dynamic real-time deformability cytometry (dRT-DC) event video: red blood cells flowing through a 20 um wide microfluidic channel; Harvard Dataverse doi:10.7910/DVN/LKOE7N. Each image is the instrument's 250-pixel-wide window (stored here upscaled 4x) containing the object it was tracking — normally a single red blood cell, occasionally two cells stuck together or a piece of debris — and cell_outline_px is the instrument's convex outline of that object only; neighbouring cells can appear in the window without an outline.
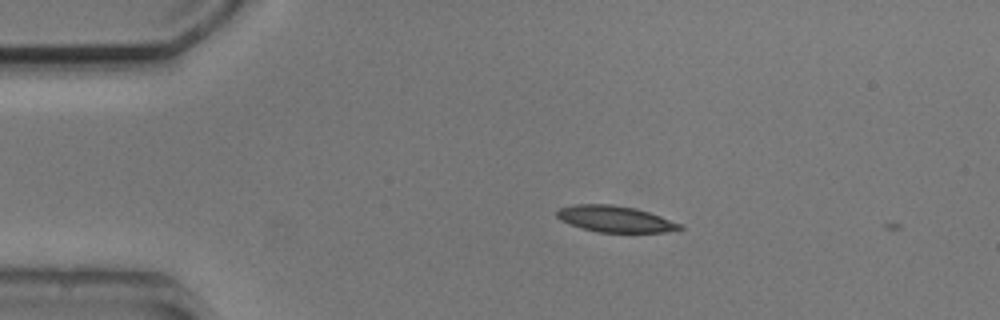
{"species": "common noctule bat (a hibernating species)", "species_latin": "Nyctalus noctula", "temperature_condition": "cold", "stored_images_in_passage": 4, "camera_frame_rate_fps": 3000, "um_per_image_px": 0.085, "animal": {"sex": "male", "body_mass_g": 20.5, "forearm_length_mm": 52.5}, "frame": {"image": 1, "passage_image": 1, "time_ms": 0.0, "image_size_px": [1000, 320], "cell_outline_px": [[684, 228], [664, 232], [596, 232], [580, 228], [560, 220], [556, 216], [556, 212], [560, 208], [572, 204], [612, 204], [636, 208], [684, 224]], "centroid_in_image_um": [52.28, 18.61], "position_along_channel_um": 32.7, "area_um2": 18.96}}
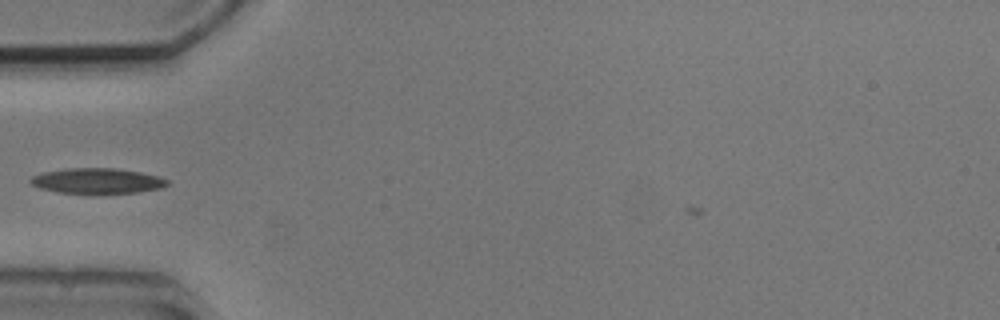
{"frame": {"image": 2, "passage_image": 3, "time_ms": 2.333, "image_size_px": [1000, 320], "cell_outline_px": [[168, 184], [160, 188], [140, 192], [96, 196], [56, 192], [40, 188], [32, 184], [28, 180], [32, 176], [44, 172], [68, 168], [116, 168], [140, 172], [160, 176], [168, 180]], "centroid_in_image_um": [8.27, 15.41], "position_along_channel_um": 76.7, "area_um2": 21.04}}